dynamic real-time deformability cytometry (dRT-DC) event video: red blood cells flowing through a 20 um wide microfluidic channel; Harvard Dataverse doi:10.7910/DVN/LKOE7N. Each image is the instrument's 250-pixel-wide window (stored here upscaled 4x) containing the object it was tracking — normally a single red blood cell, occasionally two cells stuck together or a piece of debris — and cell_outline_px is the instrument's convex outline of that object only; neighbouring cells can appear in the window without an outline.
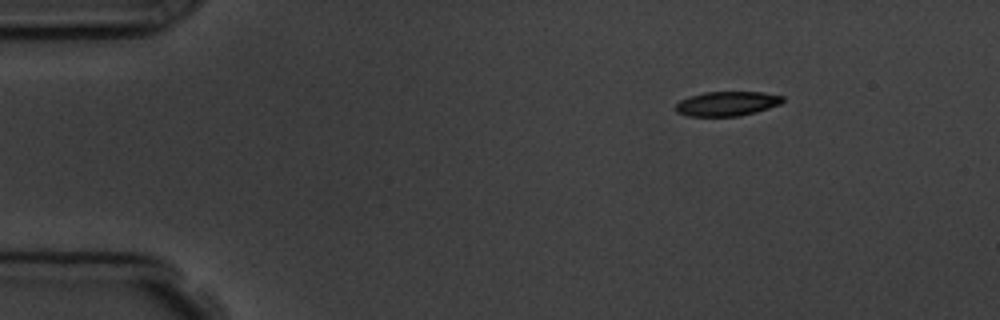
{"species": "common noctule bat (a hibernating species)", "species_latin": "Nyctalus noctula", "temperature_condition": "room temperature", "stored_images_in_passage": 3, "camera_frame_rate_fps": 3000, "um_per_image_px": 0.085, "animal": {"sex": "male", "body_mass_g": 19.5, "forearm_length_mm": 54.6}, "frame": {"image": 1, "passage_image": 1, "time_ms": 0.0, "image_size_px": [1000, 320], "cell_outline_px": [[784, 100], [780, 104], [756, 112], [740, 116], [688, 116], [676, 112], [676, 104], [680, 100], [688, 96], [704, 92], [760, 92], [784, 96]], "centroid_in_image_um": [61.78, 8.81], "position_along_channel_um": 23.2, "area_um2": 15.32}}